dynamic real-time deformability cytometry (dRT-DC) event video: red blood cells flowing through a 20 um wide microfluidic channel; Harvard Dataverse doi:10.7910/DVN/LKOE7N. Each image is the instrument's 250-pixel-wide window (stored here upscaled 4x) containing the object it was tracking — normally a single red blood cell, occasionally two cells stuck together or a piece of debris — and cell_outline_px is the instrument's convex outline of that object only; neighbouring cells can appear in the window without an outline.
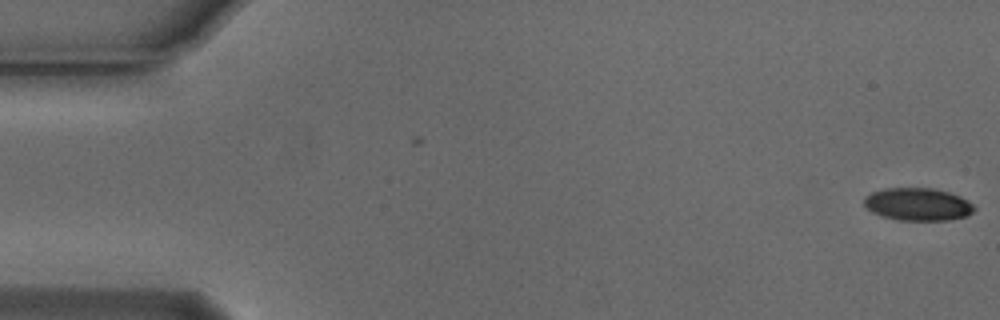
{"species": "Egyptian fruit bat (a non-hibernating species)", "species_latin": "Rousettus aegyptiacus", "temperature_condition": "cold", "stored_images_in_passage": 55, "camera_frame_rate_fps": 3000, "um_per_image_px": 0.085, "animal": {"sex": "male"}, "frame": {"image": 1, "passage_image": 1, "time_ms": 0.0, "image_size_px": [1000, 320], "cell_outline_px": [[976, 208], [968, 216], [948, 220], [900, 220], [884, 216], [872, 212], [864, 204], [864, 196], [872, 192], [884, 188], [932, 188], [948, 192], [960, 196], [968, 200]], "centroid_in_image_um": [78.03, 17.36], "position_along_channel_um": 7.0, "area_um2": 20.92}}
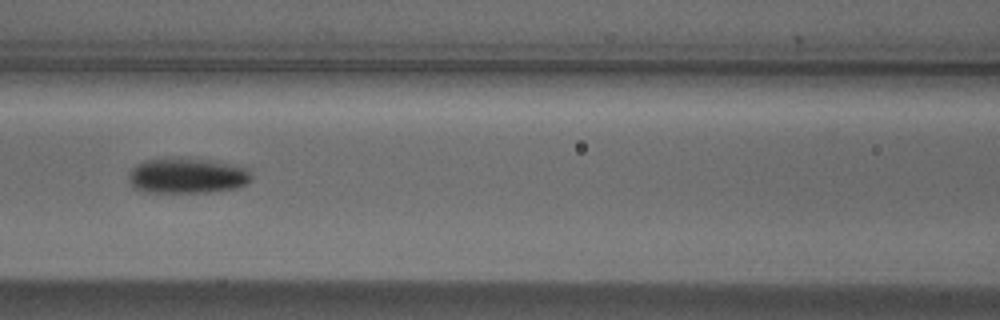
{"frame": {"image": 2, "passage_image": 24, "time_ms": 7.667, "image_size_px": [1000, 320], "cell_outline_px": [[252, 176], [248, 184], [236, 188], [208, 192], [144, 192], [136, 188], [132, 184], [132, 168], [136, 164], [144, 160], [164, 156], [184, 156], [208, 160], [228, 164], [244, 168]], "centroid_in_image_um": [15.89, 14.9], "position_along_channel_um": 150.7, "area_um2": 25.43}}
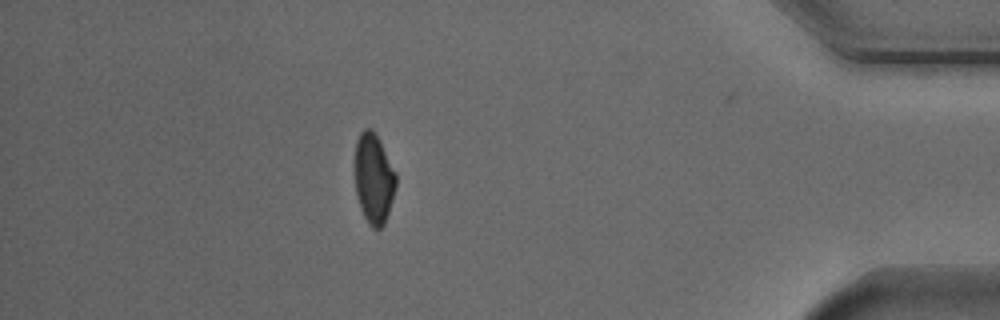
{"frame": {"image": 3, "passage_image": 48, "time_ms": 15.667, "image_size_px": [1000, 320], "cell_outline_px": [[396, 184], [388, 212], [384, 224], [380, 228], [372, 228], [368, 224], [360, 208], [356, 192], [356, 140], [360, 132], [364, 128], [372, 128], [380, 140], [396, 172]], "centroid_in_image_um": [31.77, 15.15], "position_along_channel_um": 403.4, "area_um2": 21.39}, "authors_computed_cell_mechanics": {"area_um2": 22.7154, "velocity_mm_per_s": 3.7595, "shape_relaxation_time_tau1_ms": 3.544, "shape_relaxation_time_tau2_ms": 4.7588, "deformation_change_tau1": 0.1104, "deformation_change_tau2": 0.0868}}